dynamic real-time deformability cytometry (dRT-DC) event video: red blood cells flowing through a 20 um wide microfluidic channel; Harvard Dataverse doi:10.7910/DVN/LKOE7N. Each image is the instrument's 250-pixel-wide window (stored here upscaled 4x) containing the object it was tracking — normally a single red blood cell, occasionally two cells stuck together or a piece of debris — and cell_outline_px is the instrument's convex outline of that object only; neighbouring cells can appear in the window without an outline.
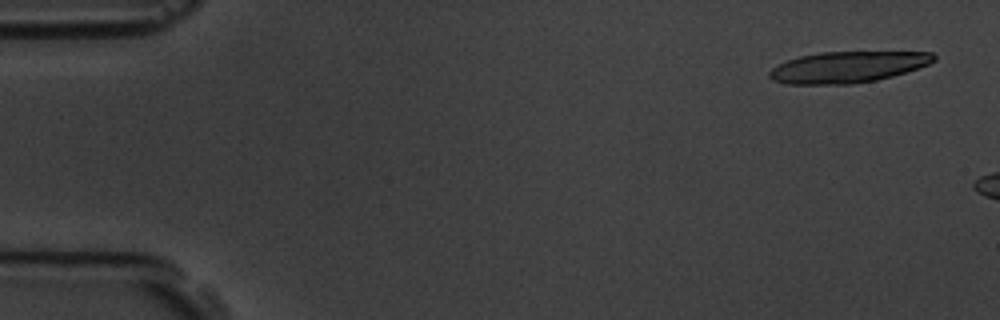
{"species": "common noctule bat (a hibernating species)", "species_latin": "Nyctalus noctula", "temperature_condition": "room temperature", "stored_images_in_passage": 3, "camera_frame_rate_fps": 3000, "um_per_image_px": 0.085, "animal": {"sex": "male", "body_mass_g": 19.5, "forearm_length_mm": 54.6}, "frame": {"image": 1, "passage_image": 1, "time_ms": 0.0, "image_size_px": [1000, 320], "cell_outline_px": [[936, 60], [928, 64], [892, 76], [876, 80], [852, 84], [788, 84], [772, 80], [768, 76], [768, 72], [772, 68], [788, 60], [800, 56], [820, 52], [932, 52], [936, 56]], "centroid_in_image_um": [72.03, 5.7], "position_along_channel_um": 13.0, "area_um2": 29.71}}